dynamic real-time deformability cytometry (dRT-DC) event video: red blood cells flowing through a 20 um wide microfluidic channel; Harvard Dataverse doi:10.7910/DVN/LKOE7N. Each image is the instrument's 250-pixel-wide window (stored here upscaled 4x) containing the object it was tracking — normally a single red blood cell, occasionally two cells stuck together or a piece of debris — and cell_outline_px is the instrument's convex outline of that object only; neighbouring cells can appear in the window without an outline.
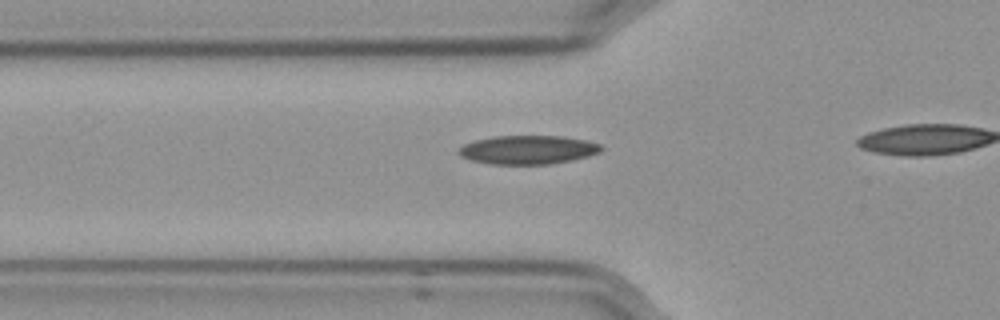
{"species": "Egyptian fruit bat (a non-hibernating species)", "species_latin": "Rousettus aegyptiacus", "temperature_condition": "cold", "stored_images_in_passage": 17, "camera_frame_rate_fps": 3000, "um_per_image_px": 0.085, "frame": {"image": 1, "passage_image": 8, "time_ms": 2.333, "image_size_px": [1000, 320], "cell_outline_px": [[604, 148], [600, 152], [572, 160], [548, 164], [492, 164], [472, 160], [460, 156], [456, 152], [464, 144], [476, 140], [492, 136], [564, 136], [588, 140], [600, 144]], "centroid_in_image_um": [44.89, 12.72], "position_along_channel_um": 80.9, "area_um2": 23.87}}
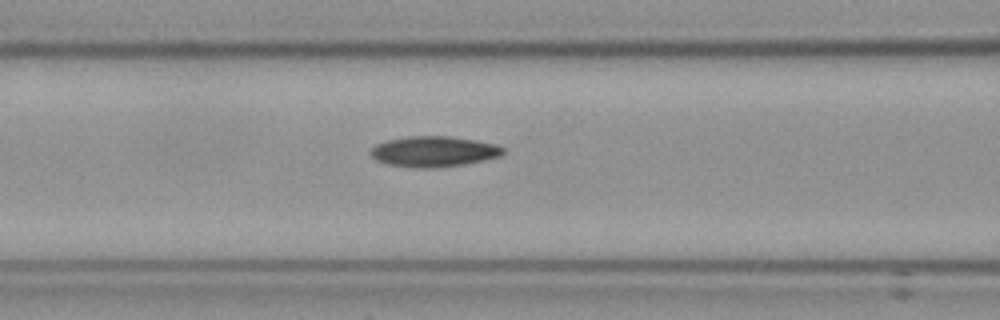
{"frame": {"image": 2, "passage_image": 12, "time_ms": 3.667, "image_size_px": [1000, 320], "cell_outline_px": [[504, 152], [500, 156], [484, 160], [464, 164], [432, 168], [420, 168], [388, 164], [376, 160], [368, 152], [376, 144], [388, 140], [408, 136], [452, 136], [476, 140], [496, 144], [504, 148]], "centroid_in_image_um": [36.88, 12.87], "position_along_channel_um": 129.7, "area_um2": 23.58}}